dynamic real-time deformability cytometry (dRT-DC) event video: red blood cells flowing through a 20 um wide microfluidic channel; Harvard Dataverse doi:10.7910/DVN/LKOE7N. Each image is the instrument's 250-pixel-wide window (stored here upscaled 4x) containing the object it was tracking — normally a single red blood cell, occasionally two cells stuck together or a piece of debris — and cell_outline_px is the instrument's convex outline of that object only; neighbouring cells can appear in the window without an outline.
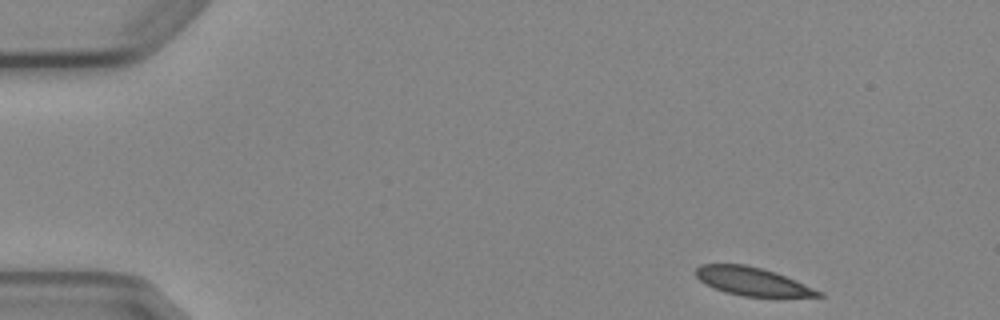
{"species": "Egyptian fruit bat (a non-hibernating species)", "species_latin": "Rousettus aegyptiacus", "temperature_condition": "cold", "stored_images_in_passage": 5, "camera_frame_rate_fps": 3000, "um_per_image_px": 0.085, "animal": {"sex": "female"}, "frame": {"image": 1, "passage_image": 1, "time_ms": 0.0, "image_size_px": [1000, 320], "cell_outline_px": [[824, 296], [744, 296], [724, 292], [704, 284], [692, 272], [700, 264], [744, 264], [776, 272], [824, 292]], "centroid_in_image_um": [63.89, 23.91], "position_along_channel_um": 21.1, "area_um2": 20.11}}
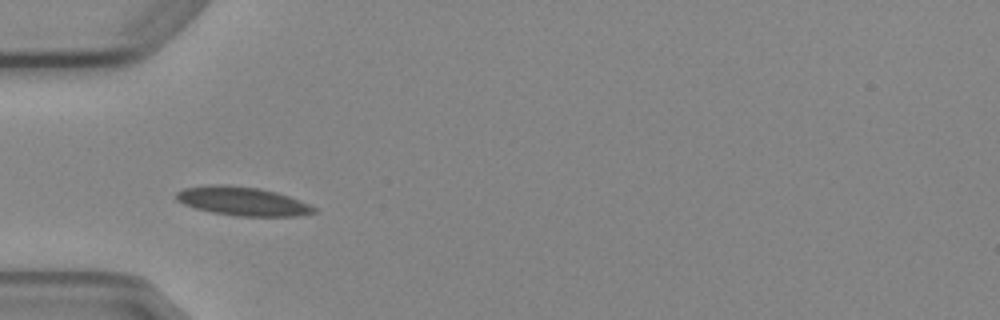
{"frame": {"image": 2, "passage_image": 4, "time_ms": 3.667, "image_size_px": [1000, 320], "cell_outline_px": [[316, 212], [296, 216], [236, 216], [212, 212], [196, 208], [184, 204], [176, 200], [176, 192], [184, 188], [212, 184], [224, 184], [256, 188], [276, 192], [300, 200], [316, 208]], "centroid_in_image_um": [20.59, 17.1], "position_along_channel_um": 64.4, "area_um2": 22.89}}
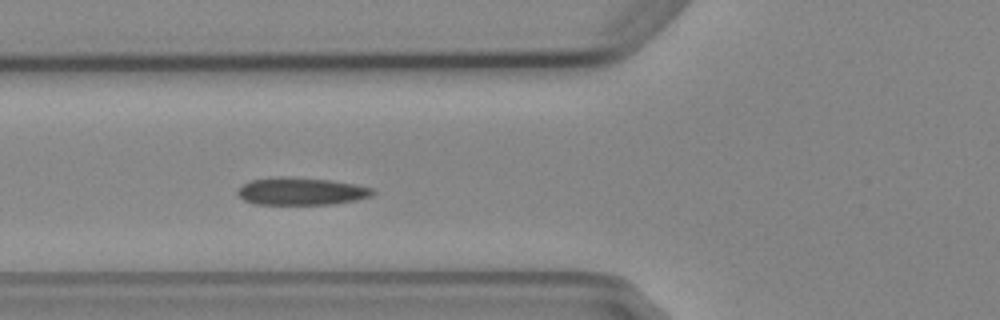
{"frame": {"image": 3, "passage_image": 5, "time_ms": 4.667, "image_size_px": [1000, 320], "cell_outline_px": [[376, 192], [372, 196], [356, 200], [332, 204], [256, 204], [244, 200], [236, 192], [240, 184], [248, 180], [272, 176], [284, 176], [332, 180], [356, 184], [376, 188]], "centroid_in_image_um": [25.6, 16.24], "position_along_channel_um": 100.2, "area_um2": 22.14}}